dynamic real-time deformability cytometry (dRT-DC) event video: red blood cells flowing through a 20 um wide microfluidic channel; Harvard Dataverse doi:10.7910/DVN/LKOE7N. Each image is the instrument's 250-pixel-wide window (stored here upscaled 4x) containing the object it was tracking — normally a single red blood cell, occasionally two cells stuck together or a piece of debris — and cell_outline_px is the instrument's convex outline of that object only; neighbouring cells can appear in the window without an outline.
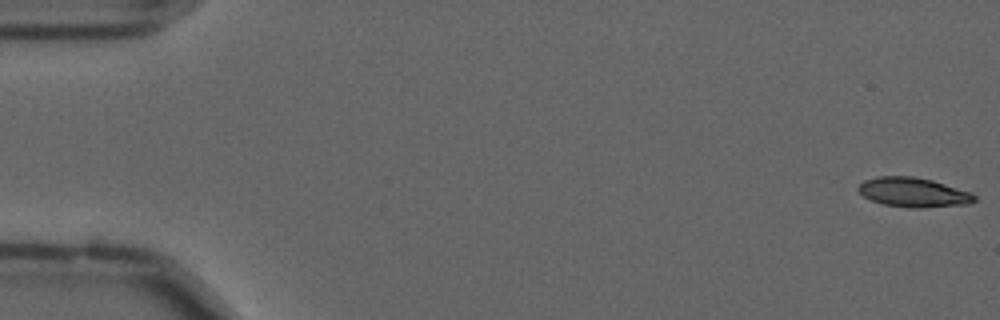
{"species": "common noctule bat (a hibernating species)", "species_latin": "Nyctalus noctula", "temperature_condition": "cold", "stored_images_in_passage": 57, "camera_frame_rate_fps": 3000, "um_per_image_px": 0.085, "animal": {"sex": "male", "forearm_length_mm": 52.5}, "frame": {"image": 1, "passage_image": 1, "time_ms": 0.0, "image_size_px": [1000, 320], "cell_outline_px": [[976, 200], [968, 204], [920, 208], [908, 208], [884, 204], [872, 200], [864, 196], [856, 188], [864, 180], [876, 176], [912, 176], [932, 180], [968, 192], [976, 196]], "centroid_in_image_um": [77.6, 16.35], "position_along_channel_um": 7.4, "area_um2": 19.77}}
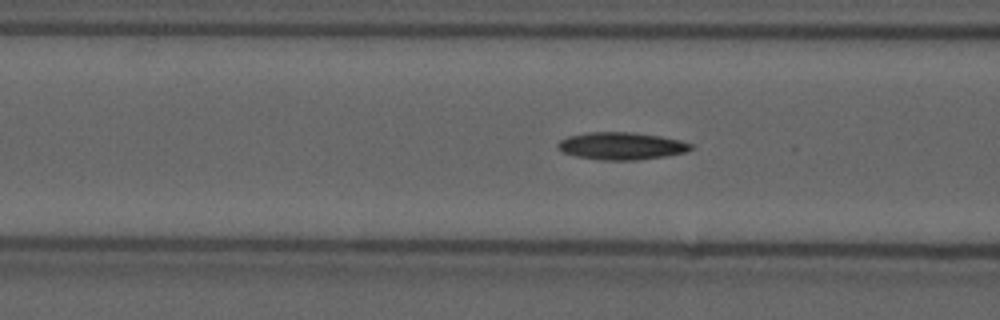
{"frame": {"image": 2, "passage_image": 22, "time_ms": 7.0, "image_size_px": [1000, 320], "cell_outline_px": [[696, 148], [684, 152], [664, 156], [636, 160], [604, 160], [576, 156], [564, 152], [556, 148], [556, 144], [560, 140], [568, 136], [588, 132], [632, 132], [660, 136], [680, 140], [696, 144]], "centroid_in_image_um": [52.85, 12.4], "position_along_channel_um": 113.8, "area_um2": 21.33}}
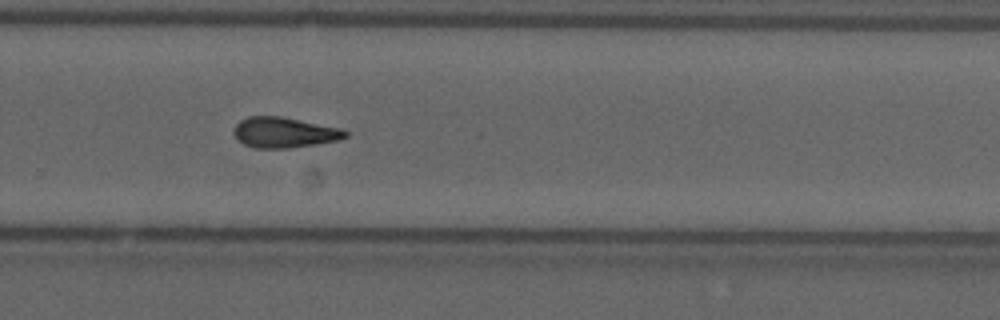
{"frame": {"image": 3, "passage_image": 38, "time_ms": 12.333, "image_size_px": [1000, 320], "cell_outline_px": [[348, 136], [340, 140], [316, 144], [288, 148], [256, 148], [244, 144], [232, 132], [236, 124], [240, 120], [248, 116], [280, 116], [344, 128], [348, 132]], "centroid_in_image_um": [24.2, 11.25], "position_along_channel_um": 305.6, "area_um2": 19.94}, "authors_computed_cell_mechanics": {"area_um2": 19.7676, "velocity_mm_per_s": 3.6079, "shape_relaxation_time_tau1_ms": 7.2479, "shape_relaxation_time_tau2_ms": 7.2489, "deformation_change_tau1": 0.1853, "deformation_change_tau2": 0.1869}}